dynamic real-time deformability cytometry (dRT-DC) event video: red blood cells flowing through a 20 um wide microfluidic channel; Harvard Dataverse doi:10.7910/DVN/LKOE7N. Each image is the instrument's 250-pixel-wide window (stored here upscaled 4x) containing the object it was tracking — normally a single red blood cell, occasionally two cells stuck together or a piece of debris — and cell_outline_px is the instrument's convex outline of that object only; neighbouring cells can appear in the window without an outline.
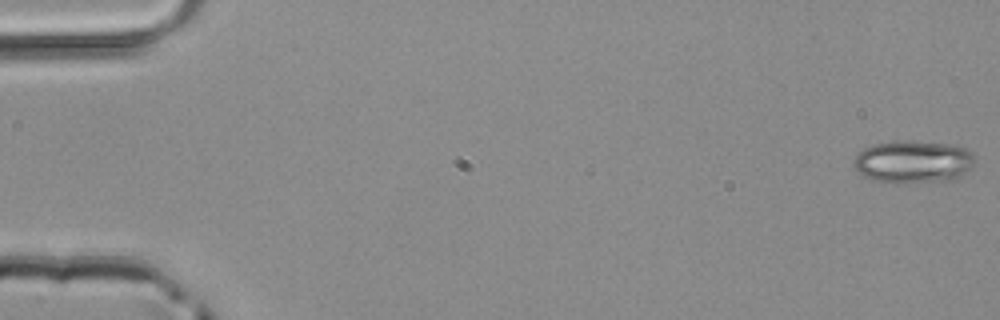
{"species": "common noctule bat (a hibernating species)", "species_latin": "Nyctalus noctula", "temperature_condition": "room temperature", "stored_images_in_passage": 49, "camera_frame_rate_fps": 3000, "um_per_image_px": 0.085, "animal": {"sex": "male", "body_mass_g": 20.4}, "frame": {"image": 1, "passage_image": 1, "time_ms": 0.0, "image_size_px": [1000, 320], "cell_outline_px": [[976, 160], [956, 180], [896, 184], [892, 184], [872, 180], [864, 176], [852, 164], [852, 160], [856, 152], [872, 144], [896, 140], [912, 140], [952, 144], [964, 148], [972, 152], [976, 156]], "centroid_in_image_um": [77.58, 13.75], "position_along_channel_um": 7.4, "area_um2": 30.87}}
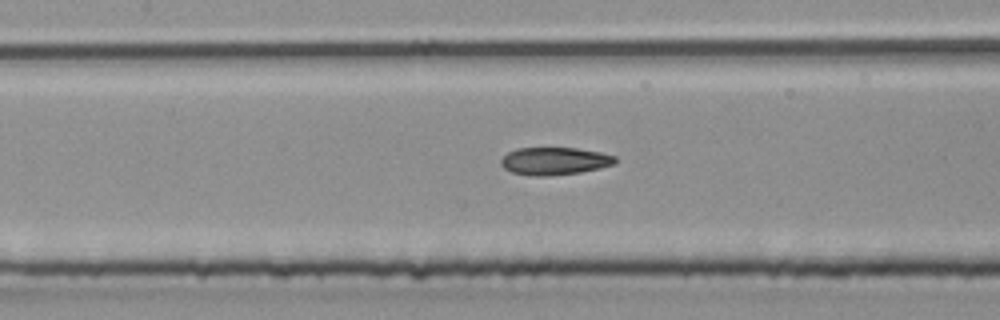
{"frame": {"image": 2, "passage_image": 23, "time_ms": 7.333, "image_size_px": [1000, 320], "cell_outline_px": [[616, 164], [600, 168], [580, 172], [548, 176], [528, 176], [512, 172], [504, 168], [500, 164], [500, 160], [508, 152], [516, 148], [576, 148], [600, 152], [616, 156]], "centroid_in_image_um": [47.13, 13.69], "position_along_channel_um": 160.3, "area_um2": 18.5}}
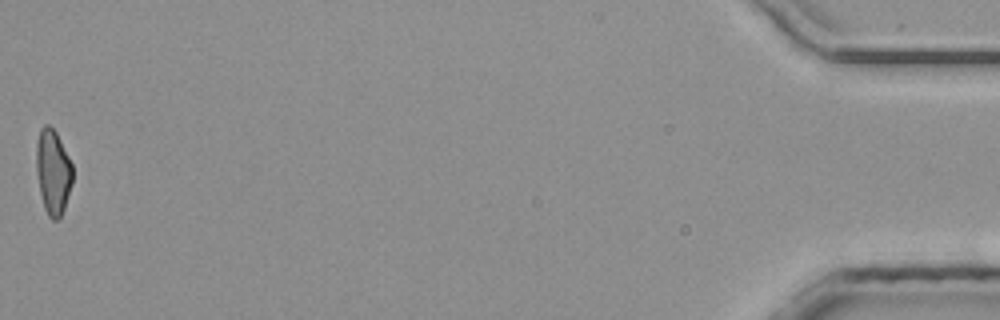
{"frame": {"image": 3, "passage_image": 49, "time_ms": 16.0, "image_size_px": [1000, 320], "cell_outline_px": [[72, 184], [64, 208], [60, 216], [56, 220], [52, 220], [48, 216], [44, 208], [40, 192], [36, 172], [36, 144], [40, 128], [44, 124], [48, 124], [56, 132], [72, 164]], "centroid_in_image_um": [4.49, 14.6], "position_along_channel_um": 430.7, "area_um2": 17.92}}